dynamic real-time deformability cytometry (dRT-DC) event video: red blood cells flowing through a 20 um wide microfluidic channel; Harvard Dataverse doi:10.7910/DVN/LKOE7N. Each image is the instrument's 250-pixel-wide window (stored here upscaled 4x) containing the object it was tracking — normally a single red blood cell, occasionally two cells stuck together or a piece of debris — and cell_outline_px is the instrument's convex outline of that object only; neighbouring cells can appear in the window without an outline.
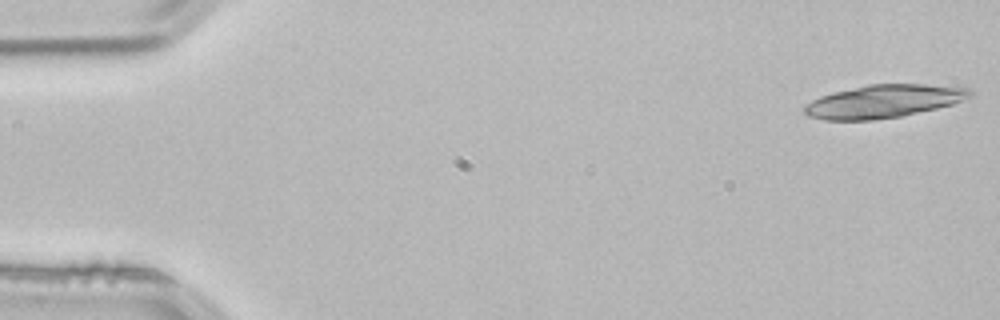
{"species": "common noctule bat (a hibernating species)", "species_latin": "Nyctalus noctula", "temperature_condition": "room temperature", "stored_images_in_passage": 17, "camera_frame_rate_fps": 3000, "um_per_image_px": 0.085, "animal": {"sex": "male", "body_mass_g": 21.5, "forearm_length_mm": 52.0}, "frame": {"image": 1, "passage_image": 1, "time_ms": 0.0, "image_size_px": [1000, 320], "cell_outline_px": [[976, 92], [972, 96], [952, 104], [936, 108], [900, 116], [872, 120], [824, 120], [808, 116], [804, 112], [804, 104], [820, 96], [868, 84], [924, 84], [968, 88]], "centroid_in_image_um": [75.1, 8.61], "position_along_channel_um": 9.9, "area_um2": 31.67}}